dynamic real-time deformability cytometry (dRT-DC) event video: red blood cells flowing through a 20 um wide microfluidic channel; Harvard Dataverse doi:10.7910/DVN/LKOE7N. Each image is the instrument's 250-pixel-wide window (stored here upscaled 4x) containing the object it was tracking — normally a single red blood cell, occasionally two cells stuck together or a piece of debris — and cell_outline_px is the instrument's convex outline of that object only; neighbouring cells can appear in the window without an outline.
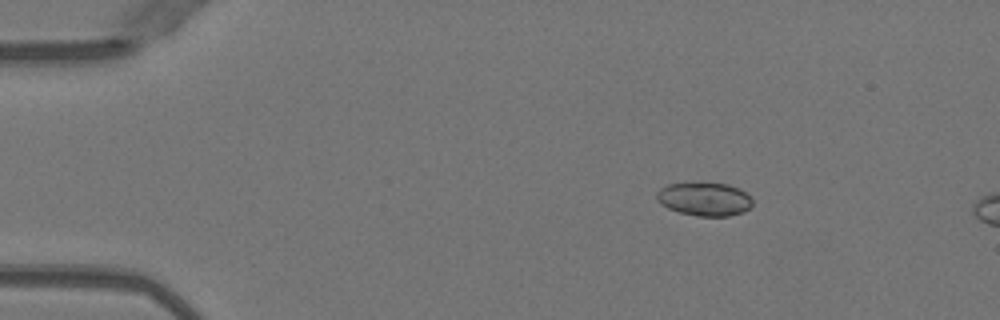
{"species": "Egyptian fruit bat (a non-hibernating species)", "species_latin": "Rousettus aegyptiacus", "temperature_condition": "warm", "stored_images_in_passage": 13, "camera_frame_rate_fps": 3000, "um_per_image_px": 0.085, "animal": {"sex": "female"}, "frame": {"image": 1, "passage_image": 8, "time_ms": 2.333, "image_size_px": [1000, 320], "cell_outline_px": [[752, 204], [744, 212], [728, 216], [700, 216], [680, 212], [668, 208], [660, 204], [656, 200], [656, 192], [660, 188], [668, 184], [728, 184], [740, 188], [752, 196]], "centroid_in_image_um": [59.89, 16.93], "position_along_channel_um": 25.1, "area_um2": 18.55}}